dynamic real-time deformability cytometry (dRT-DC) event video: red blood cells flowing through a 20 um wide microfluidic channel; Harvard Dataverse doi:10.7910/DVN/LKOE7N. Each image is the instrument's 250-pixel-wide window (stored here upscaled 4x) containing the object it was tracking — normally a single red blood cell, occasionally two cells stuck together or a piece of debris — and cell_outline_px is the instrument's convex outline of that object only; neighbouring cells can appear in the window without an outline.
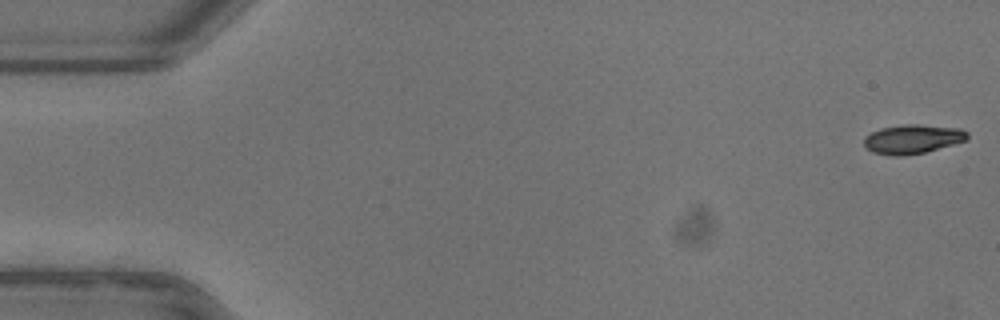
{"species": "common noctule bat (a hibernating species)", "species_latin": "Nyctalus noctula", "temperature_condition": "warm", "stored_images_in_passage": 53, "camera_frame_rate_fps": 3000, "um_per_image_px": 0.085, "animal": {"sex": "female"}, "frame": {"image": 1, "passage_image": 1, "time_ms": 0.0, "image_size_px": [1000, 320], "cell_outline_px": [[968, 140], [924, 152], [900, 156], [892, 156], [872, 152], [864, 148], [864, 136], [880, 128], [904, 124], [916, 124], [960, 128], [968, 132]], "centroid_in_image_um": [77.54, 11.82], "position_along_channel_um": 7.5, "area_um2": 17.63}}
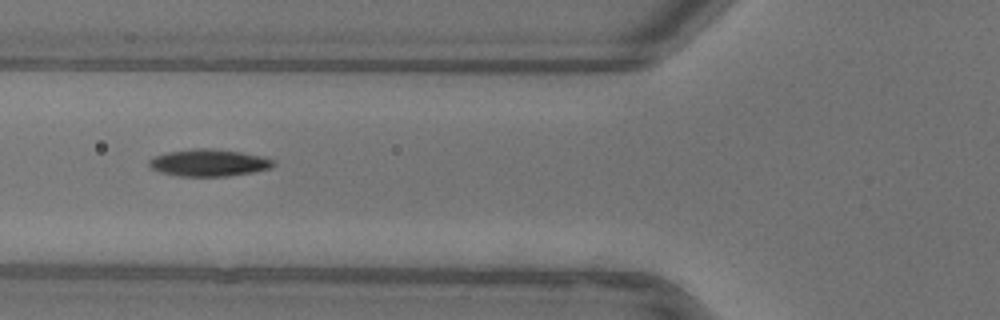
{"frame": {"image": 2, "passage_image": 20, "time_ms": 6.333, "image_size_px": [1000, 320], "cell_outline_px": [[276, 164], [272, 168], [252, 172], [228, 176], [180, 176], [160, 172], [148, 168], [148, 160], [156, 156], [168, 152], [192, 148], [212, 148], [240, 152], [260, 156], [272, 160]], "centroid_in_image_um": [17.72, 13.83], "position_along_channel_um": 108.1, "area_um2": 19.59}}
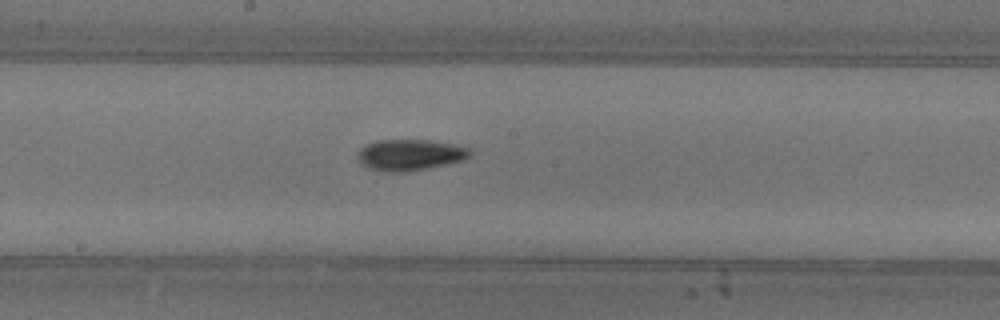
{"frame": {"image": 3, "passage_image": 28, "time_ms": 9.0, "image_size_px": [1000, 320], "cell_outline_px": [[472, 152], [468, 156], [460, 160], [444, 164], [404, 172], [384, 172], [368, 168], [360, 164], [360, 148], [376, 140], [428, 140], [456, 144], [468, 148]], "centroid_in_image_um": [34.82, 13.15], "position_along_channel_um": 213.4, "area_um2": 20.0}, "authors_computed_cell_mechanics": {"area_um2": 18.3804, "velocity_mm_per_s": 3.9365, "shape_relaxation_time_tau1_ms": 3.2008, "shape_relaxation_time_tau2_ms": 3.3953, "deformation_change_tau1": 0.1323, "deformation_change_tau2": 0.0904}}